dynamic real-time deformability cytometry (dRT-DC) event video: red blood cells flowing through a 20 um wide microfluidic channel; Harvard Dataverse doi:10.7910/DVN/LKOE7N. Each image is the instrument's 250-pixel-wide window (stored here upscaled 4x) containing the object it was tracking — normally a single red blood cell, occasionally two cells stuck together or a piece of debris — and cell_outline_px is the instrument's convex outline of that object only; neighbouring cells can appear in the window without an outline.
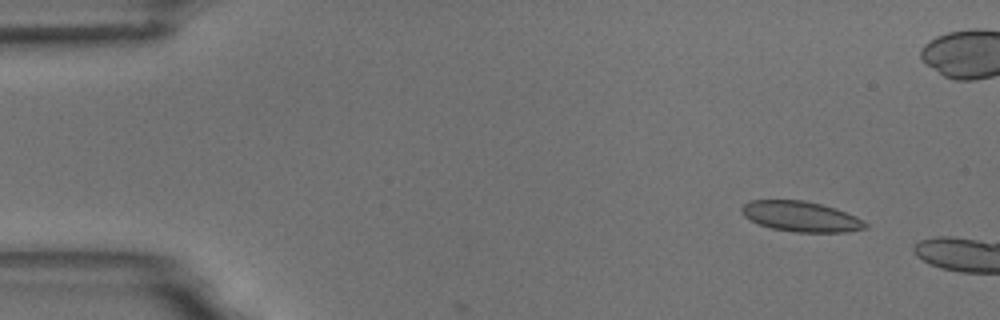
{"species": "common noctule bat (a hibernating species)", "species_latin": "Nyctalus noctula", "temperature_condition": "room temperature", "stored_images_in_passage": 3, "camera_frame_rate_fps": 3000, "um_per_image_px": 0.085, "animal": {"sex": "male", "body_mass_g": 18.8}, "frame": {"image": 1, "passage_image": 1, "time_ms": 0.0, "image_size_px": [1000, 320], "cell_outline_px": [[868, 228], [848, 232], [796, 232], [772, 228], [760, 224], [744, 216], [740, 212], [740, 208], [744, 204], [752, 200], [804, 200], [836, 208], [856, 216], [864, 220], [868, 224]], "centroid_in_image_um": [68.12, 18.4], "position_along_channel_um": 16.9, "area_um2": 21.91}}